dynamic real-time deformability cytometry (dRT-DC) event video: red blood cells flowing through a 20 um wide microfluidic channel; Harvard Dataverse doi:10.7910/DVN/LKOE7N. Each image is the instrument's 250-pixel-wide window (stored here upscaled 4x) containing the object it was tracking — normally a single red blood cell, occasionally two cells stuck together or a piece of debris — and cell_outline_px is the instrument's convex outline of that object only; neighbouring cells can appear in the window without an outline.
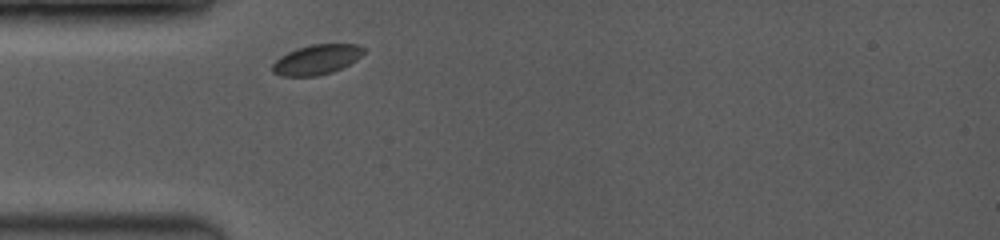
{"species": "common noctule bat (a hibernating species)", "species_latin": "Nyctalus noctula", "temperature_condition": "room temperature", "stored_images_in_passage": 1, "camera_frame_rate_fps": 3500, "um_per_image_px": 0.085, "animal": {"sex": "female", "body_mass_g": 19.0, "forearm_length_mm": 53.3}, "frame": {"image": 1, "passage_image": 1, "time_ms": 0.0, "image_size_px": [1000, 240], "cell_outline_px": [[364, 52], [356, 60], [332, 72], [316, 76], [280, 76], [272, 72], [272, 64], [280, 56], [296, 48], [312, 44], [356, 44], [364, 48]], "centroid_in_image_um": [26.88, 5.06], "position_along_channel_um": 58.1, "area_um2": 15.84}}